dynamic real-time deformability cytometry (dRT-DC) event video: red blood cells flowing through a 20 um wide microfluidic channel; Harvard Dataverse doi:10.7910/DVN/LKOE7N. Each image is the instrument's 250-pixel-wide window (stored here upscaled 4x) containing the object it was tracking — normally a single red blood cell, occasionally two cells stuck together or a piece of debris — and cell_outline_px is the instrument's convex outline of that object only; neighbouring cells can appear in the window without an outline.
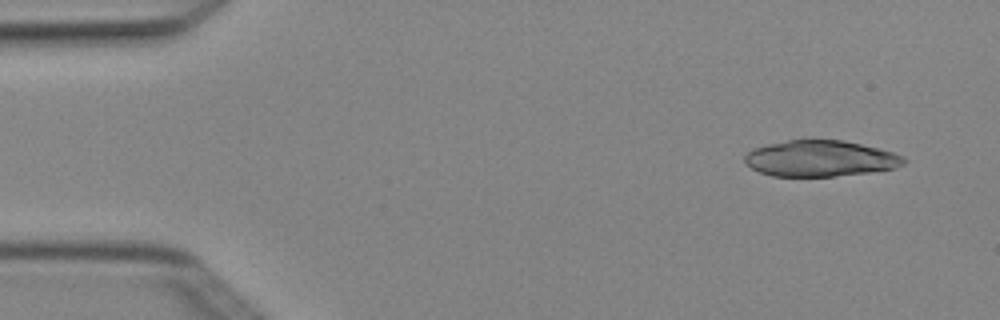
{"species": "Egyptian fruit bat (a non-hibernating species)", "species_latin": "Rousettus aegyptiacus", "temperature_condition": "cold", "stored_images_in_passage": 6, "camera_frame_rate_fps": 3000, "um_per_image_px": 0.085, "animal": {"sex": "female"}, "frame": {"image": 1, "passage_image": 1, "time_ms": 0.0, "image_size_px": [1000, 320], "cell_outline_px": [[908, 160], [904, 164], [896, 168], [872, 172], [832, 176], [772, 176], [760, 172], [752, 168], [744, 160], [744, 156], [752, 148], [768, 144], [788, 140], [844, 140], [880, 148], [904, 156]], "centroid_in_image_um": [69.76, 13.47], "position_along_channel_um": 15.2, "area_um2": 33.52}}
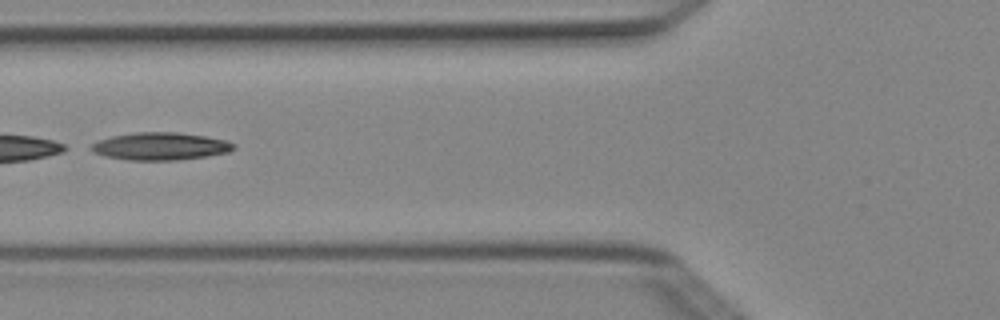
{"frame": {"image": 2, "passage_image": 5, "time_ms": 1.333, "image_size_px": [1000, 320], "cell_outline_px": [[236, 148], [228, 152], [204, 156], [176, 160], [128, 160], [104, 156], [92, 152], [84, 148], [100, 140], [112, 136], [136, 132], [176, 132], [204, 136], [228, 140], [236, 144]], "centroid_in_image_um": [13.59, 12.43], "position_along_channel_um": 112.2, "area_um2": 23.0}}
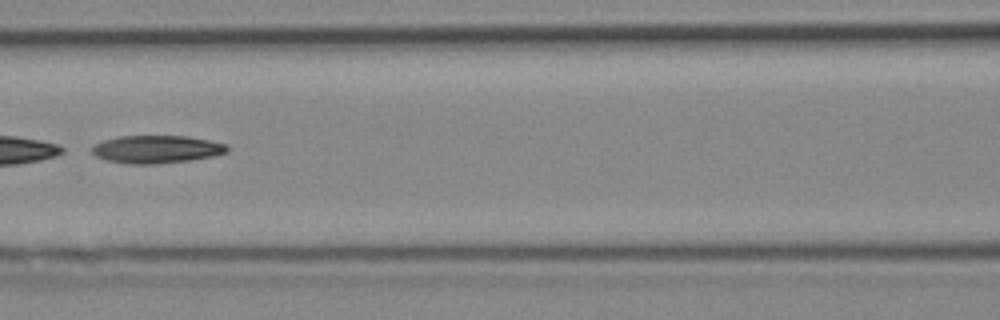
{"frame": {"image": 3, "passage_image": 6, "time_ms": 1.667, "image_size_px": [1000, 320], "cell_outline_px": [[228, 152], [212, 156], [188, 160], [156, 164], [128, 164], [104, 160], [96, 156], [92, 152], [92, 148], [96, 144], [104, 140], [120, 136], [188, 136], [228, 144]], "centroid_in_image_um": [13.31, 12.69], "position_along_channel_um": 153.3, "area_um2": 21.85}}